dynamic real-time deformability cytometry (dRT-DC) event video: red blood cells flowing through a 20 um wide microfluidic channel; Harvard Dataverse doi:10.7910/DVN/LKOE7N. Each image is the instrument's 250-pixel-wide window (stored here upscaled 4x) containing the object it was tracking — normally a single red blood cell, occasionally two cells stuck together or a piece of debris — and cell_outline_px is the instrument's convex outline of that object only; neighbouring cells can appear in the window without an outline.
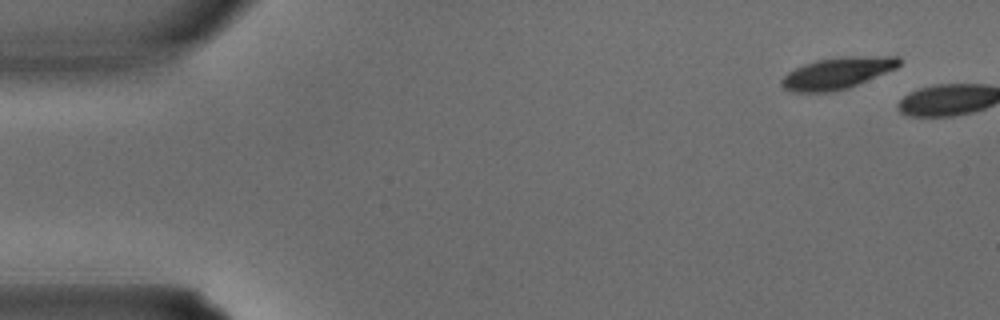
{"species": "common noctule bat (a hibernating species)", "species_latin": "Nyctalus noctula", "temperature_condition": "warm", "stored_images_in_passage": 4, "camera_frame_rate_fps": 3000, "um_per_image_px": 0.085, "animal": {"sex": "male", "body_mass_g": 15.6}, "frame": {"image": 1, "passage_image": 1, "time_ms": 0.0, "image_size_px": [1000, 320], "cell_outline_px": [[900, 64], [896, 68], [848, 88], [832, 92], [792, 92], [784, 88], [780, 84], [780, 80], [788, 72], [804, 64], [816, 60], [844, 56], [900, 56]], "centroid_in_image_um": [71.16, 6.21], "position_along_channel_um": 13.8, "area_um2": 21.62}}